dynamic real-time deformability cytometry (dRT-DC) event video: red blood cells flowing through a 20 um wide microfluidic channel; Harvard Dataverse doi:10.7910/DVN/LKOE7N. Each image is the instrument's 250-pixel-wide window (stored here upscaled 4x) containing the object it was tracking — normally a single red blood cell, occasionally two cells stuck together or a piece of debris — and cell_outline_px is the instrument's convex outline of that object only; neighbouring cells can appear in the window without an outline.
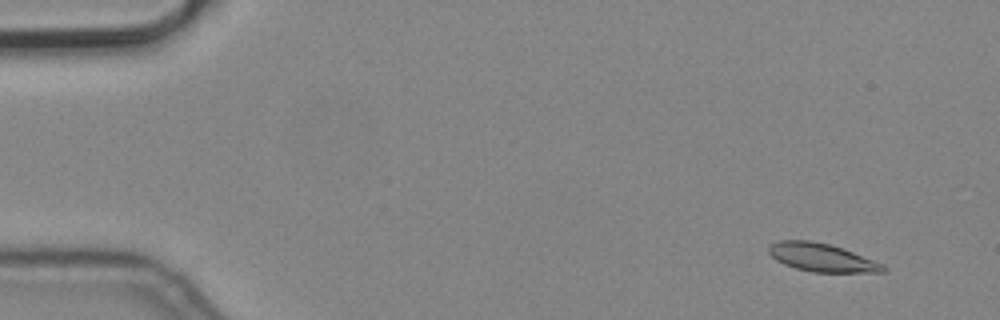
{"species": "common noctule bat (a hibernating species)", "species_latin": "Nyctalus noctula", "temperature_condition": "cold", "stored_images_in_passage": 14, "camera_frame_rate_fps": 3000, "um_per_image_px": 0.085, "animal": {"sex": "male", "body_mass_g": 19.2, "forearm_length_mm": 51.8}, "frame": {"image": 1, "passage_image": 2, "time_ms": 0.333, "image_size_px": [1000, 320], "cell_outline_px": [[888, 268], [884, 272], [812, 272], [796, 268], [784, 264], [776, 260], [768, 252], [768, 248], [772, 244], [780, 240], [808, 240], [828, 244], [852, 252], [884, 264]], "centroid_in_image_um": [69.85, 21.9], "position_along_channel_um": 15.2, "area_um2": 18.55}}
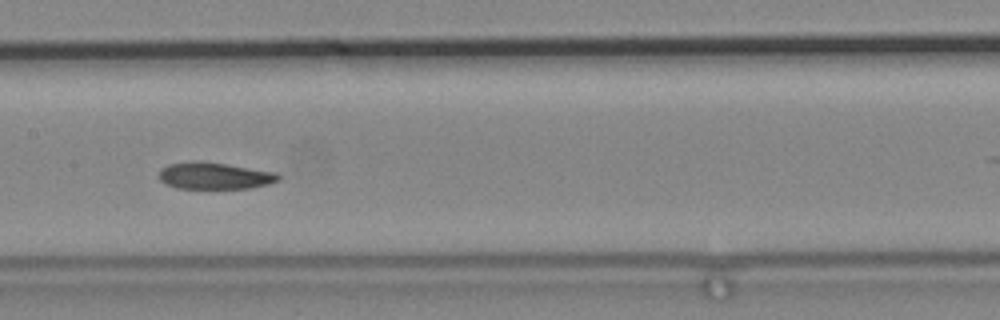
{"frame": {"image": 2, "passage_image": 8, "time_ms": 2.333, "image_size_px": [1000, 320], "cell_outline_px": [[280, 180], [268, 184], [248, 188], [176, 188], [160, 180], [160, 168], [168, 164], [196, 160], [224, 164], [276, 172], [280, 176]], "centroid_in_image_um": [18.23, 14.93], "position_along_channel_um": 189.2, "area_um2": 18.44}}
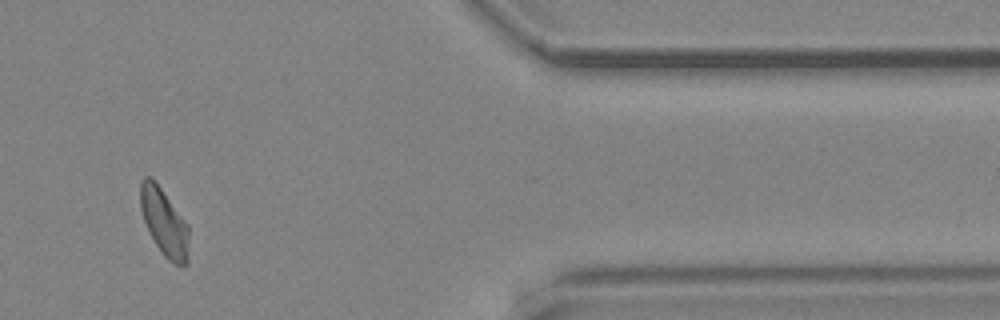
{"frame": {"image": 3, "passage_image": 13, "time_ms": 4.0, "image_size_px": [1000, 320], "cell_outline_px": [[188, 264], [176, 264], [168, 260], [164, 256], [156, 244], [144, 220], [140, 208], [140, 180], [144, 176], [152, 176], [188, 224]], "centroid_in_image_um": [13.95, 18.85], "position_along_channel_um": 397.5, "area_um2": 18.9}}